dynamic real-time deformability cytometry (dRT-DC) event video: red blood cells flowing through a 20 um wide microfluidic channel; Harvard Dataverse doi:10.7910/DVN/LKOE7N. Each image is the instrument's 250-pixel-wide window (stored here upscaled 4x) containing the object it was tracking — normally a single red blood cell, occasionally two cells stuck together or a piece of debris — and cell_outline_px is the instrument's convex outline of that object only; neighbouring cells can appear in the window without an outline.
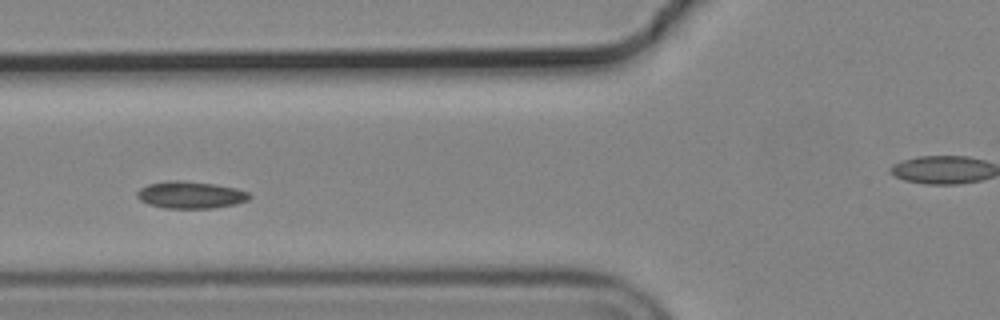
{"species": "common noctule bat (a hibernating species)", "species_latin": "Nyctalus noctula", "temperature_condition": "cold", "stored_images_in_passage": 31, "camera_frame_rate_fps": 3000, "um_per_image_px": 0.085, "animal": {"sex": "male", "body_mass_g": 19.2, "forearm_length_mm": 51.8}, "frame": {"image": 1, "passage_image": 6, "time_ms": 1.667, "image_size_px": [1000, 320], "cell_outline_px": [[252, 196], [248, 200], [236, 204], [212, 208], [164, 208], [148, 204], [140, 200], [136, 196], [136, 192], [140, 188], [148, 184], [168, 180], [180, 180], [216, 184], [236, 188], [248, 192]], "centroid_in_image_um": [16.19, 16.56], "position_along_channel_um": 109.6, "area_um2": 17.86}}
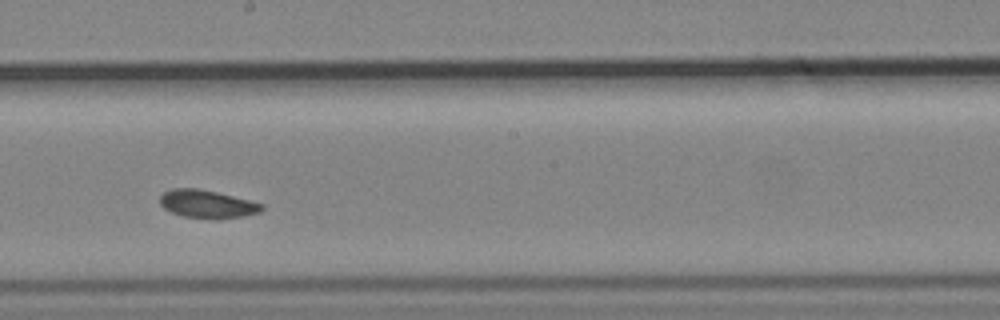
{"frame": {"image": 2, "passage_image": 16, "time_ms": 5.0, "image_size_px": [1000, 320], "cell_outline_px": [[264, 208], [260, 212], [244, 216], [216, 220], [184, 216], [172, 212], [164, 208], [160, 204], [160, 196], [164, 192], [172, 188], [196, 188], [216, 192], [264, 204]], "centroid_in_image_um": [17.62, 17.35], "position_along_channel_um": 230.6, "area_um2": 16.65}}
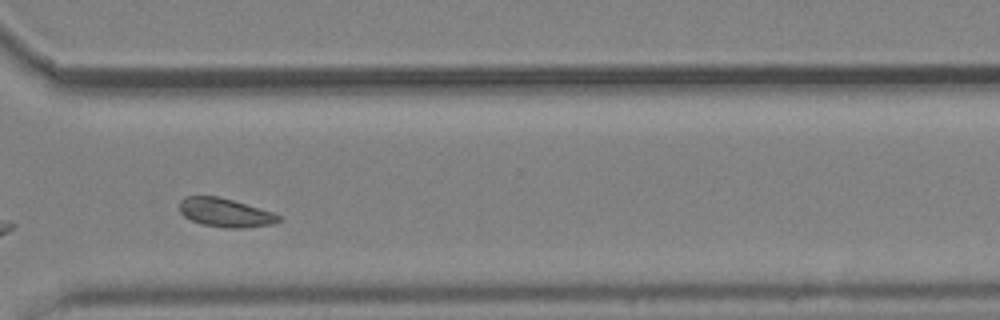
{"frame": {"image": 3, "passage_image": 26, "time_ms": 8.333, "image_size_px": [1000, 320], "cell_outline_px": [[284, 216], [280, 220], [272, 224], [244, 228], [224, 228], [204, 224], [192, 220], [184, 216], [180, 212], [180, 200], [184, 196], [220, 196], [272, 212]], "centroid_in_image_um": [19.16, 18.07], "position_along_channel_um": 351.4, "area_um2": 16.59}, "authors_computed_cell_mechanics": {"area_um2": 16.762, "velocity_mm_per_s": 3.63, "shape_relaxation_time_tau1_ms": null, "shape_relaxation_time_tau2_ms": 3.2669, "deformation_change_tau1": null, "deformation_change_tau2": 0.054}}